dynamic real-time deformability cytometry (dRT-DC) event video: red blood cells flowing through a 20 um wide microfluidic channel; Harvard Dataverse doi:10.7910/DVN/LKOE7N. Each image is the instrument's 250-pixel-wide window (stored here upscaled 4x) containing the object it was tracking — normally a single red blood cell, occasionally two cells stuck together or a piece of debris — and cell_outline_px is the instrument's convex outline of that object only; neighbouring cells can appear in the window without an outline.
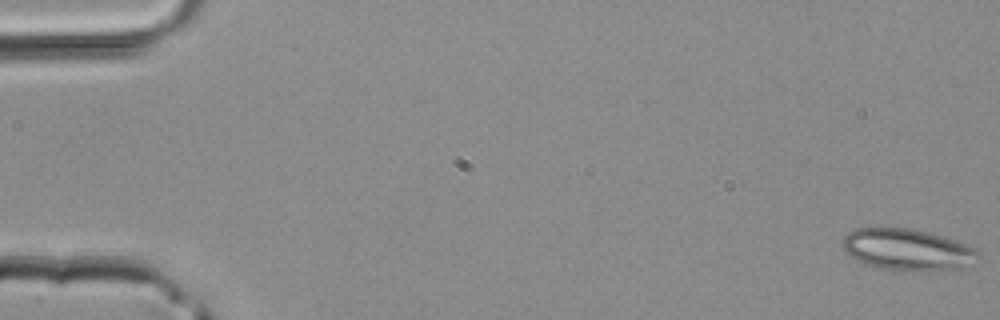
{"species": "common noctule bat (a hibernating species)", "species_latin": "Nyctalus noctula", "temperature_condition": "room temperature", "stored_images_in_passage": 43, "camera_frame_rate_fps": 3000, "um_per_image_px": 0.085, "animal": {"sex": "male", "body_mass_g": 20.4}, "frame": {"image": 1, "passage_image": 1, "time_ms": 0.0, "image_size_px": [1000, 320], "cell_outline_px": [[980, 256], [960, 268], [876, 268], [856, 260], [844, 252], [844, 236], [848, 232], [856, 228], [908, 228], [940, 236], [964, 244], [980, 252]], "centroid_in_image_um": [77.02, 21.17], "position_along_channel_um": 8.0, "area_um2": 31.21}}
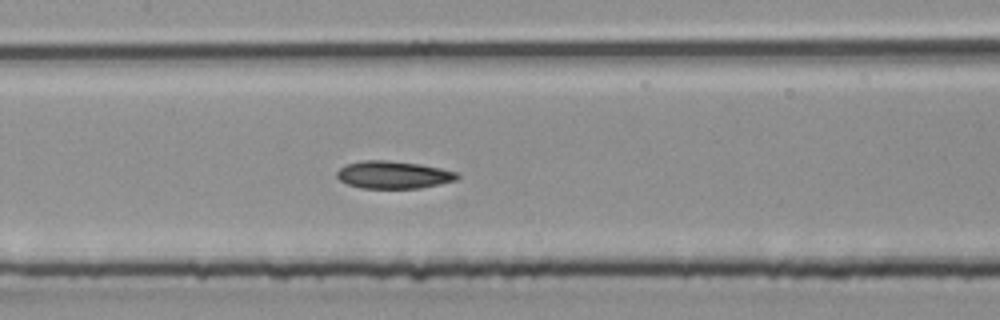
{"frame": {"image": 2, "passage_image": 21, "time_ms": 6.667, "image_size_px": [1000, 320], "cell_outline_px": [[460, 176], [456, 180], [440, 184], [420, 188], [360, 188], [348, 184], [340, 180], [336, 176], [336, 172], [340, 168], [348, 164], [360, 160], [388, 160], [420, 164], [440, 168], [456, 172]], "centroid_in_image_um": [33.43, 14.85], "position_along_channel_um": 174.0, "area_um2": 19.31}}
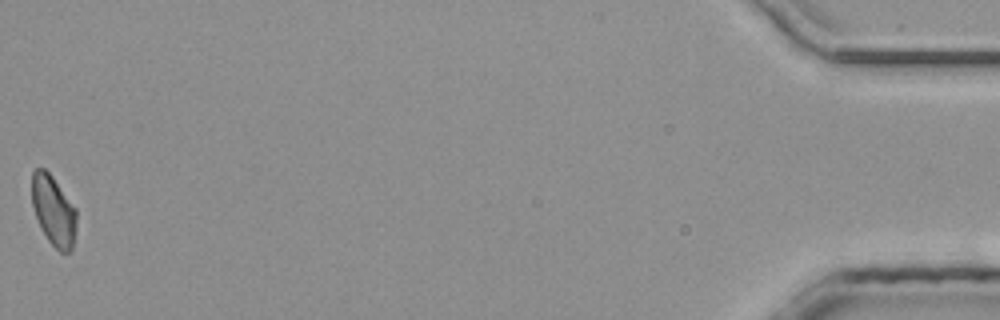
{"frame": {"image": 3, "passage_image": 43, "time_ms": 14.0, "image_size_px": [1000, 320], "cell_outline_px": [[76, 232], [72, 252], [60, 252], [48, 240], [36, 216], [32, 204], [32, 172], [36, 168], [44, 168], [52, 176], [76, 208]], "centroid_in_image_um": [4.57, 17.91], "position_along_channel_um": 430.6, "area_um2": 18.15}}